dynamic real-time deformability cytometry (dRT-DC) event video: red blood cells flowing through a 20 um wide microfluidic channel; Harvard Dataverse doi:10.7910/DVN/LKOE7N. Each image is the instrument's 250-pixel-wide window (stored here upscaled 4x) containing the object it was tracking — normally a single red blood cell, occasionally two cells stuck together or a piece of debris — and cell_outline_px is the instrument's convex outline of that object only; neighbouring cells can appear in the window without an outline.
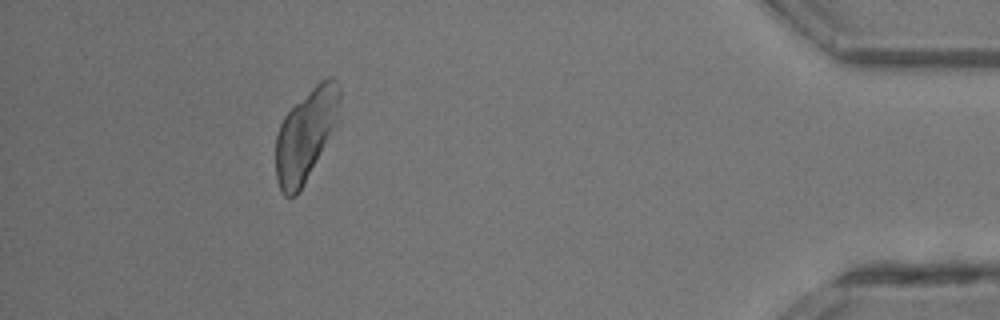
{"species": "common noctule bat (a hibernating species)", "species_latin": "Nyctalus noctula", "temperature_condition": "room temperature", "stored_images_in_passage": 33, "camera_frame_rate_fps": 3000, "um_per_image_px": 0.085, "animal": {"sex": "male", "body_mass_g": 13.3}, "frame": {"image": 1, "passage_image": 33, "time_ms": 10.667, "image_size_px": [1000, 320], "cell_outline_px": [[340, 100], [332, 124], [304, 184], [300, 192], [296, 196], [284, 196], [280, 192], [276, 180], [276, 136], [280, 124], [284, 116], [320, 80], [328, 76], [332, 76], [336, 80], [340, 88]], "centroid_in_image_um": [25.9, 11.47], "position_along_channel_um": 409.3, "area_um2": 32.54}}